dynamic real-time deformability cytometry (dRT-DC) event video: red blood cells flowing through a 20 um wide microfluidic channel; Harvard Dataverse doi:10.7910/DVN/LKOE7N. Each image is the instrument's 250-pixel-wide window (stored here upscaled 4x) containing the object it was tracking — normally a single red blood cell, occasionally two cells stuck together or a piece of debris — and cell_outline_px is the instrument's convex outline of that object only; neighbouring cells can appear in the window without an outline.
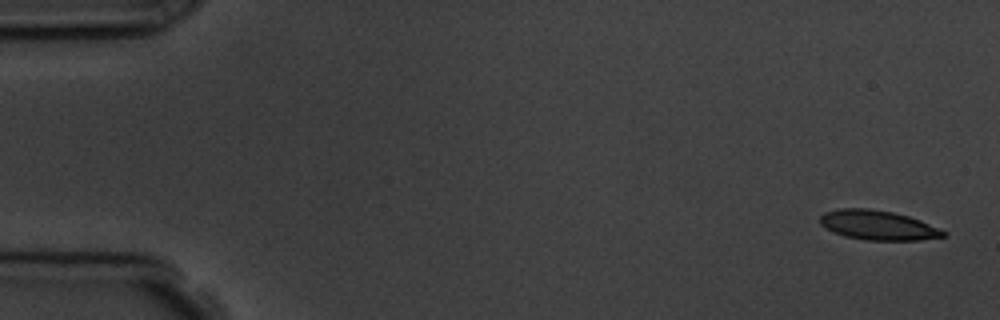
{"species": "common noctule bat (a hibernating species)", "species_latin": "Nyctalus noctula", "temperature_condition": "room temperature", "stored_images_in_passage": 5, "camera_frame_rate_fps": 3000, "um_per_image_px": 0.085, "animal": {"sex": "male", "body_mass_g": 19.5, "forearm_length_mm": 54.6}, "frame": {"image": 1, "passage_image": 1, "time_ms": 0.0, "image_size_px": [1000, 320], "cell_outline_px": [[948, 236], [920, 240], [868, 240], [844, 236], [824, 228], [820, 224], [820, 216], [824, 212], [840, 208], [868, 208], [892, 212], [908, 216], [920, 220], [948, 232]], "centroid_in_image_um": [74.63, 19.14], "position_along_channel_um": 10.4, "area_um2": 21.33}}